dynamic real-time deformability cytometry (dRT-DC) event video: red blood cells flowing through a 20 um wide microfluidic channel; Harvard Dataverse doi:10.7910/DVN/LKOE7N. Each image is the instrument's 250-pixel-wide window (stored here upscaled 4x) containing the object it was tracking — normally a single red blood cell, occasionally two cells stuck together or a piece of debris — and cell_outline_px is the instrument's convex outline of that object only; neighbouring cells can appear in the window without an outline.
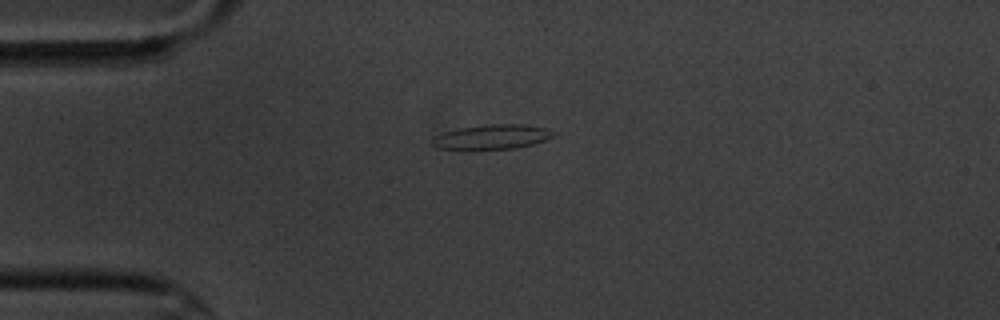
{"species": "common noctule bat (a hibernating species)", "species_latin": "Nyctalus noctula", "temperature_condition": "cold", "stored_images_in_passage": 3, "camera_frame_rate_fps": 3000, "um_per_image_px": 0.085, "animal": {"sex": "male", "body_mass_g": 20.1, "forearm_length_mm": 53.5}, "frame": {"image": 1, "passage_image": 1, "time_ms": 0.0, "image_size_px": [1000, 320], "cell_outline_px": [[556, 132], [552, 136], [544, 140], [532, 144], [516, 148], [436, 148], [432, 144], [432, 136], [444, 132], [460, 128], [492, 124], [528, 124], [548, 128]], "centroid_in_image_um": [41.85, 11.61], "position_along_channel_um": 43.1, "area_um2": 17.05}}
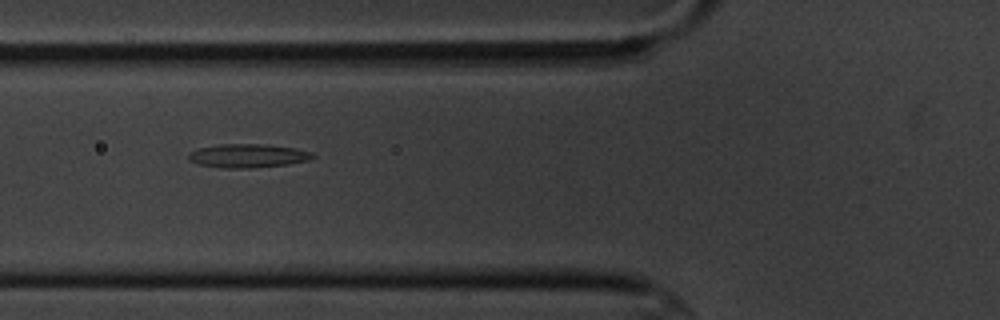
{"frame": {"image": 2, "passage_image": 3, "time_ms": 2.333, "image_size_px": [1000, 320], "cell_outline_px": [[316, 156], [312, 160], [288, 164], [252, 168], [220, 168], [196, 164], [188, 160], [188, 152], [196, 148], [220, 144], [264, 144], [296, 148], [312, 152]], "centroid_in_image_um": [21.05, 13.24], "position_along_channel_um": 104.8, "area_um2": 17.51}}